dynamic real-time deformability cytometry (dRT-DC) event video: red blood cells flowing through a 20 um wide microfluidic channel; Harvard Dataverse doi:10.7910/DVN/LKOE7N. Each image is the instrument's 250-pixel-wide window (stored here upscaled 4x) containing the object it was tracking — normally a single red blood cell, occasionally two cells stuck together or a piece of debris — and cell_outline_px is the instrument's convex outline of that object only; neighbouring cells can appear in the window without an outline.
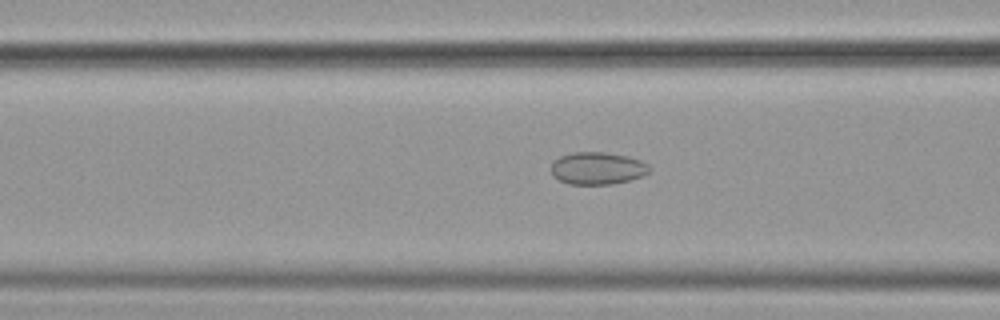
{"species": "common noctule bat (a hibernating species)", "species_latin": "Nyctalus noctula", "temperature_condition": "cold", "stored_images_in_passage": 46, "camera_frame_rate_fps": 3000, "um_per_image_px": 0.085, "animal": {"sex": "female", "body_mass_g": 19.9}, "frame": {"image": 1, "passage_image": 12, "time_ms": 3.667, "image_size_px": [1000, 320], "cell_outline_px": [[652, 168], [644, 176], [612, 184], [568, 184], [552, 176], [552, 164], [560, 156], [572, 152], [604, 152], [628, 156], [640, 160], [648, 164]], "centroid_in_image_um": [50.81, 14.3], "position_along_channel_um": 115.8, "area_um2": 18.55}}
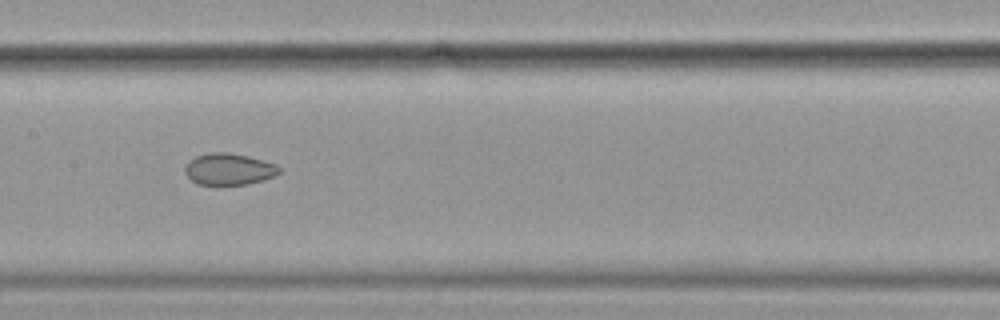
{"frame": {"image": 2, "passage_image": 18, "time_ms": 5.667, "image_size_px": [1000, 320], "cell_outline_px": [[280, 172], [276, 176], [264, 180], [244, 184], [196, 184], [184, 172], [184, 168], [188, 160], [196, 156], [212, 152], [228, 152], [248, 156], [264, 160], [276, 164], [280, 168]], "centroid_in_image_um": [19.46, 14.36], "position_along_channel_um": 187.9, "area_um2": 17.4}}
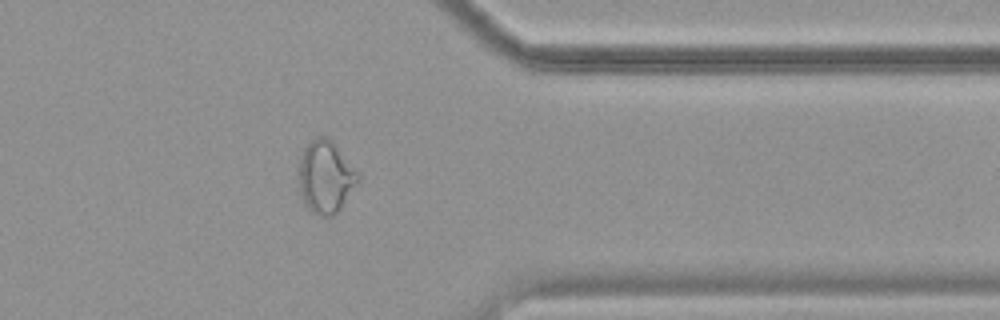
{"frame": {"image": 3, "passage_image": 35, "time_ms": 11.333, "image_size_px": [1000, 320], "cell_outline_px": [[360, 176], [340, 208], [332, 216], [320, 216], [312, 212], [304, 204], [300, 192], [300, 160], [304, 148], [316, 136], [328, 136], [332, 140]], "centroid_in_image_um": [27.65, 15.02], "position_along_channel_um": 383.7, "area_um2": 24.33}, "authors_computed_cell_mechanics": {"area_um2": 20.2011, "velocity_mm_per_s": 3.6032, "shape_relaxation_time_tau1_ms": null, "shape_relaxation_time_tau2_ms": 4.8965, "deformation_change_tau1": null, "deformation_change_tau2": 0.0711}}